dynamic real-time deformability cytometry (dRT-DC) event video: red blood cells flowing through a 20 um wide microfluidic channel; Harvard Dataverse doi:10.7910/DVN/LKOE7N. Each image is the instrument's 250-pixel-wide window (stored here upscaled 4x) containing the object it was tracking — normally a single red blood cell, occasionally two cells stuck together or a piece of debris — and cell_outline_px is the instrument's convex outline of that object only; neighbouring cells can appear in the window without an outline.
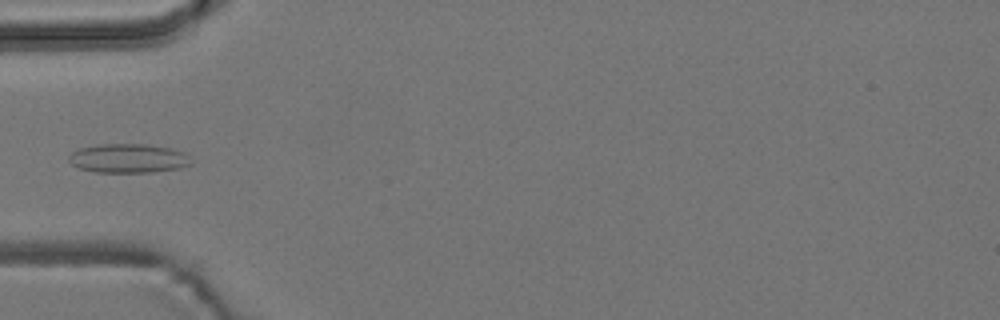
{"species": "common noctule bat (a hibernating species)", "species_latin": "Nyctalus noctula", "temperature_condition": "room temperature", "stored_images_in_passage": 6, "camera_frame_rate_fps": 3000, "um_per_image_px": 0.085, "animal": {"sex": "male", "body_mass_g": 19.2, "forearm_length_mm": 51.8}, "frame": {"image": 1, "passage_image": 6, "time_ms": 1.667, "image_size_px": [1000, 320], "cell_outline_px": [[192, 164], [180, 168], [152, 172], [96, 172], [80, 168], [72, 164], [68, 160], [68, 156], [72, 152], [80, 148], [100, 144], [148, 144], [172, 148], [184, 152]], "centroid_in_image_um": [10.91, 13.45], "position_along_channel_um": 74.1, "area_um2": 20.69}}